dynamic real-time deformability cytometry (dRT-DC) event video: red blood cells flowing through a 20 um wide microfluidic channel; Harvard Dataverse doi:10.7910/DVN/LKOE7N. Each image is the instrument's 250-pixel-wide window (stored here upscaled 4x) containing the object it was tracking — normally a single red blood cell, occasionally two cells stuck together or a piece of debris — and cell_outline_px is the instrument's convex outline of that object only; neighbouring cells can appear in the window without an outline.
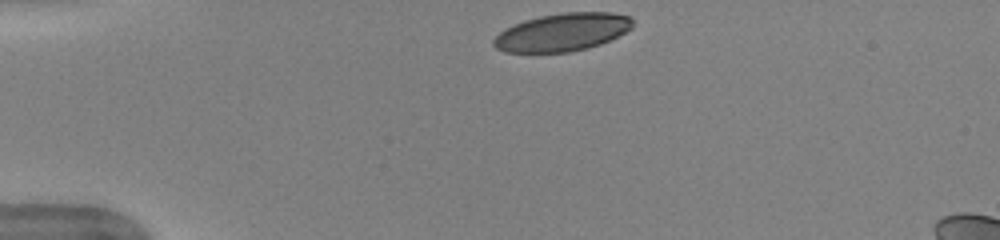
{"species": "human", "species_latin": "Homo sapiens", "temperature_condition": "warm", "stored_images_in_passage": 40, "camera_frame_rate_fps": 3000, "um_per_image_px": 0.085, "donor": {"sex": "female"}, "frame": {"image": 1, "passage_image": 1, "time_ms": 0.0, "image_size_px": [1000, 240], "cell_outline_px": [[632, 28], [600, 44], [588, 48], [568, 52], [504, 52], [496, 48], [492, 44], [492, 40], [504, 28], [512, 24], [524, 20], [540, 16], [564, 12], [612, 12], [632, 16]], "centroid_in_image_um": [47.77, 2.73], "position_along_channel_um": 37.2, "area_um2": 30.75}}
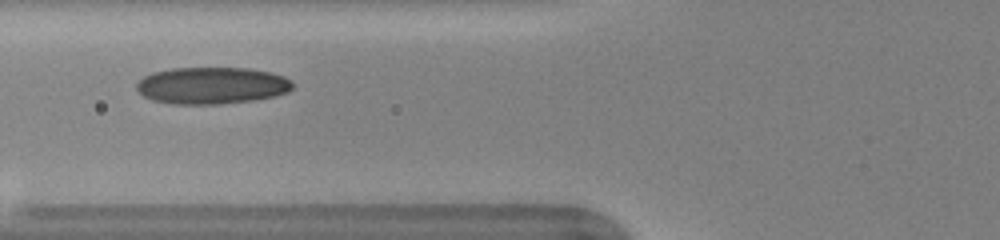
{"frame": {"image": 2, "passage_image": 10, "time_ms": 3.0, "image_size_px": [1000, 240], "cell_outline_px": [[292, 88], [288, 92], [276, 96], [252, 100], [220, 104], [172, 104], [152, 100], [144, 96], [136, 88], [136, 84], [144, 76], [152, 72], [172, 68], [248, 68], [268, 72], [284, 76], [292, 80]], "centroid_in_image_um": [18.0, 7.27], "position_along_channel_um": 107.8, "area_um2": 33.58}}
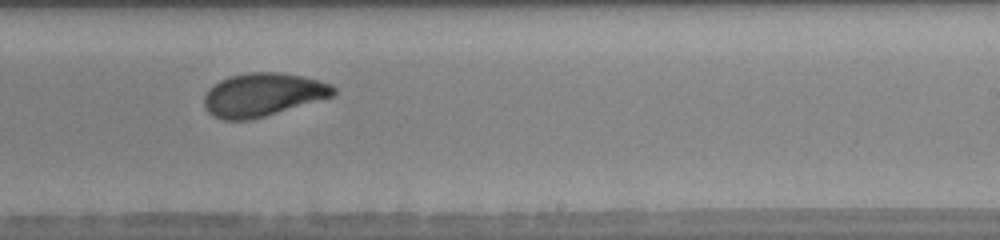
{"frame": {"image": 3, "passage_image": 22, "time_ms": 7.0, "image_size_px": [1000, 240], "cell_outline_px": [[336, 92], [332, 96], [264, 116], [248, 120], [224, 120], [212, 116], [204, 108], [204, 96], [208, 88], [220, 80], [228, 76], [248, 72], [280, 72], [304, 76], [320, 80], [332, 84], [336, 88]], "centroid_in_image_um": [22.31, 8.03], "position_along_channel_um": 266.7, "area_um2": 32.71}, "authors_computed_cell_mechanics": {"area_um2": 32.5992, "velocity_mm_per_s": 3.9761, "shape_relaxation_time_tau1_ms": 3.7072, "shape_relaxation_time_tau2_ms": 1.3266, "deformation_change_tau1": 0.1451, "deformation_change_tau2": 0.0694}}